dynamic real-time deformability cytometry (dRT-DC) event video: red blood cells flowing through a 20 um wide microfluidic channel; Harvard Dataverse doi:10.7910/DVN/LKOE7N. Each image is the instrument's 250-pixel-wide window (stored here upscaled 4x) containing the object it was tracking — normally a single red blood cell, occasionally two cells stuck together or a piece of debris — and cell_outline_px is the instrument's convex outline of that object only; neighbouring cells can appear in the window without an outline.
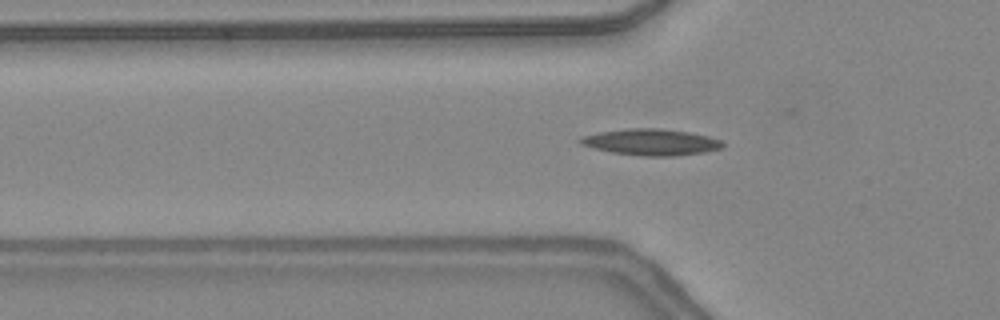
{"species": "common noctule bat (a hibernating species)", "species_latin": "Nyctalus noctula", "temperature_condition": "warm", "stored_images_in_passage": 26, "camera_frame_rate_fps": 3000, "um_per_image_px": 0.085, "animal": {"sex": "female", "body_mass_g": 24.6, "forearm_length_mm": 56.2}, "frame": {"image": 1, "passage_image": 4, "time_ms": 1.0, "image_size_px": [1000, 320], "cell_outline_px": [[724, 144], [720, 148], [704, 152], [676, 156], [640, 156], [612, 152], [592, 148], [580, 144], [576, 140], [580, 136], [600, 132], [628, 128], [660, 128], [688, 132], [708, 136], [720, 140]], "centroid_in_image_um": [55.28, 12.08], "position_along_channel_um": 70.5, "area_um2": 21.91}}
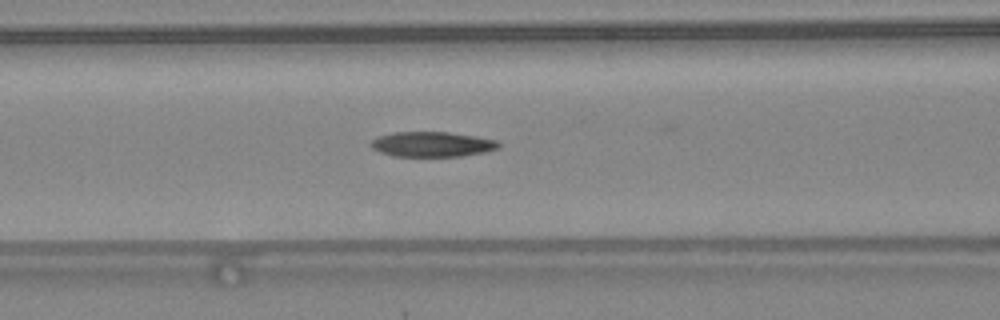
{"frame": {"image": 2, "passage_image": 8, "time_ms": 2.333, "image_size_px": [1000, 320], "cell_outline_px": [[500, 148], [484, 152], [460, 156], [392, 156], [380, 152], [372, 148], [368, 144], [372, 140], [380, 136], [392, 132], [448, 132], [476, 136], [500, 140]], "centroid_in_image_um": [36.75, 12.26], "position_along_channel_um": 129.9, "area_um2": 18.79}}